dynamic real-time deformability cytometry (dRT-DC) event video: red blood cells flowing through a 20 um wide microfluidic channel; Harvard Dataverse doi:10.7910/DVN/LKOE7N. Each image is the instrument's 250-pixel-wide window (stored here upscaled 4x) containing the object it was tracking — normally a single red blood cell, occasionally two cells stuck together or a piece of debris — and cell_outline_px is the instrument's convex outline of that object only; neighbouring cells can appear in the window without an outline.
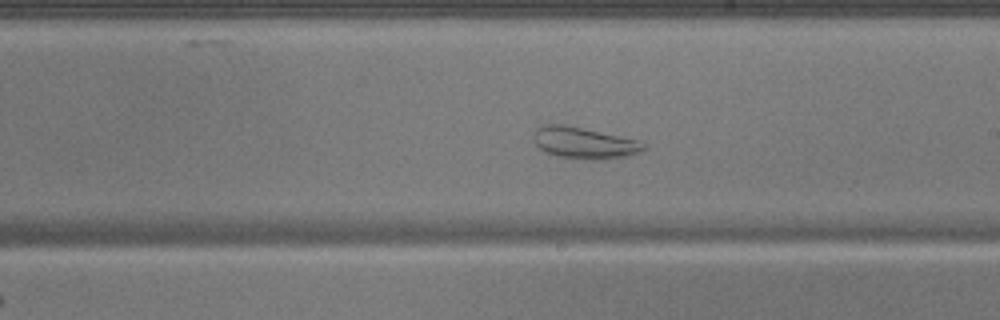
{"species": "common noctule bat (a hibernating species)", "species_latin": "Nyctalus noctula", "temperature_condition": "warm", "stored_images_in_passage": 51, "camera_frame_rate_fps": 3000, "um_per_image_px": 0.085, "animal": {"sex": "male", "body_mass_g": 17.9}, "frame": {"image": 1, "passage_image": 30, "time_ms": 9.667, "image_size_px": [1000, 320], "cell_outline_px": [[644, 148], [640, 152], [624, 156], [600, 160], [596, 160], [560, 156], [544, 152], [536, 144], [532, 132], [540, 124], [564, 124], [636, 140], [644, 144]], "centroid_in_image_um": [49.57, 12.13], "position_along_channel_um": 239.4, "area_um2": 19.83}}
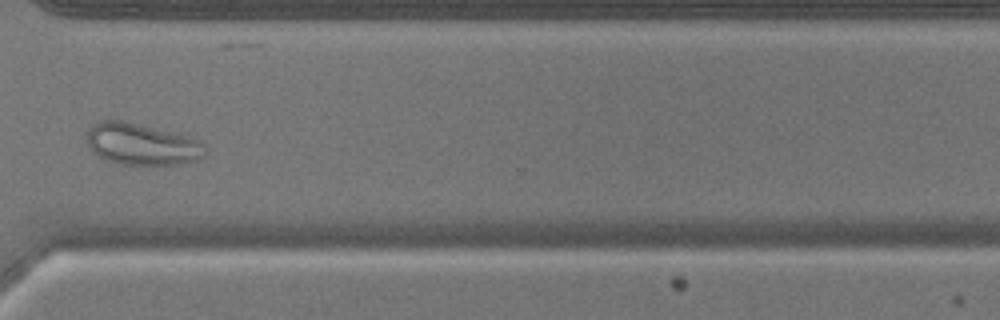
{"frame": {"image": 2, "passage_image": 39, "time_ms": 12.667, "image_size_px": [1000, 320], "cell_outline_px": [[208, 152], [204, 156], [196, 160], [180, 164], [124, 164], [108, 160], [92, 152], [88, 144], [88, 128], [96, 120], [124, 120], [184, 136], [196, 140], [204, 144]], "centroid_in_image_um": [12.02, 12.25], "position_along_channel_um": 358.6, "area_um2": 28.32}}
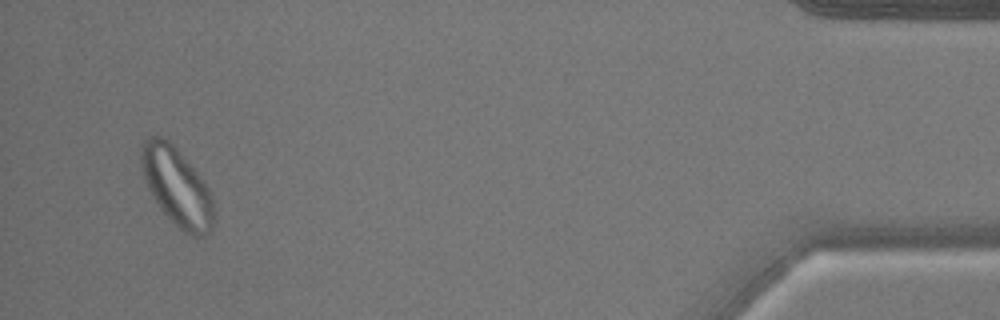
{"frame": {"image": 3, "passage_image": 49, "time_ms": 16.0, "image_size_px": [1000, 320], "cell_outline_px": [[212, 224], [208, 232], [204, 236], [196, 240], [184, 232], [160, 208], [152, 196], [144, 180], [140, 164], [140, 144], [148, 136], [164, 136], [176, 148], [204, 180], [212, 196]], "centroid_in_image_um": [14.99, 15.84], "position_along_channel_um": 420.2, "area_um2": 33.06}}